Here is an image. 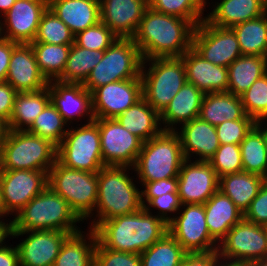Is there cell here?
I'll use <instances>...</instances> for the list:
<instances>
[{
	"label": "cell",
	"instance_id": "obj_51",
	"mask_svg": "<svg viewBox=\"0 0 267 266\" xmlns=\"http://www.w3.org/2000/svg\"><path fill=\"white\" fill-rule=\"evenodd\" d=\"M17 91L6 81L0 83V119L7 124L11 117Z\"/></svg>",
	"mask_w": 267,
	"mask_h": 266
},
{
	"label": "cell",
	"instance_id": "obj_47",
	"mask_svg": "<svg viewBox=\"0 0 267 266\" xmlns=\"http://www.w3.org/2000/svg\"><path fill=\"white\" fill-rule=\"evenodd\" d=\"M94 266H141V257L140 254L105 248L97 241Z\"/></svg>",
	"mask_w": 267,
	"mask_h": 266
},
{
	"label": "cell",
	"instance_id": "obj_16",
	"mask_svg": "<svg viewBox=\"0 0 267 266\" xmlns=\"http://www.w3.org/2000/svg\"><path fill=\"white\" fill-rule=\"evenodd\" d=\"M142 97L141 78L102 85L91 92L94 118H116Z\"/></svg>",
	"mask_w": 267,
	"mask_h": 266
},
{
	"label": "cell",
	"instance_id": "obj_12",
	"mask_svg": "<svg viewBox=\"0 0 267 266\" xmlns=\"http://www.w3.org/2000/svg\"><path fill=\"white\" fill-rule=\"evenodd\" d=\"M181 207L183 212L171 217L168 233L188 254L217 252L219 244L208 231L204 204H183Z\"/></svg>",
	"mask_w": 267,
	"mask_h": 266
},
{
	"label": "cell",
	"instance_id": "obj_32",
	"mask_svg": "<svg viewBox=\"0 0 267 266\" xmlns=\"http://www.w3.org/2000/svg\"><path fill=\"white\" fill-rule=\"evenodd\" d=\"M49 103V84L40 91L18 92L11 117L6 124L7 129L27 130Z\"/></svg>",
	"mask_w": 267,
	"mask_h": 266
},
{
	"label": "cell",
	"instance_id": "obj_31",
	"mask_svg": "<svg viewBox=\"0 0 267 266\" xmlns=\"http://www.w3.org/2000/svg\"><path fill=\"white\" fill-rule=\"evenodd\" d=\"M88 233L87 238L83 231L70 234L62 244L53 266H94L97 236L94 229L90 228Z\"/></svg>",
	"mask_w": 267,
	"mask_h": 266
},
{
	"label": "cell",
	"instance_id": "obj_25",
	"mask_svg": "<svg viewBox=\"0 0 267 266\" xmlns=\"http://www.w3.org/2000/svg\"><path fill=\"white\" fill-rule=\"evenodd\" d=\"M48 8L74 35L101 21L99 0H48Z\"/></svg>",
	"mask_w": 267,
	"mask_h": 266
},
{
	"label": "cell",
	"instance_id": "obj_9",
	"mask_svg": "<svg viewBox=\"0 0 267 266\" xmlns=\"http://www.w3.org/2000/svg\"><path fill=\"white\" fill-rule=\"evenodd\" d=\"M143 58L132 38H117L104 51L101 61L91 70L83 86L91 93L115 81L141 78Z\"/></svg>",
	"mask_w": 267,
	"mask_h": 266
},
{
	"label": "cell",
	"instance_id": "obj_8",
	"mask_svg": "<svg viewBox=\"0 0 267 266\" xmlns=\"http://www.w3.org/2000/svg\"><path fill=\"white\" fill-rule=\"evenodd\" d=\"M147 62L151 64L148 70L145 68ZM140 77L143 98L159 115L187 82L181 57L143 60Z\"/></svg>",
	"mask_w": 267,
	"mask_h": 266
},
{
	"label": "cell",
	"instance_id": "obj_37",
	"mask_svg": "<svg viewBox=\"0 0 267 266\" xmlns=\"http://www.w3.org/2000/svg\"><path fill=\"white\" fill-rule=\"evenodd\" d=\"M35 54L39 70L48 82L58 80L64 71L71 45L29 43Z\"/></svg>",
	"mask_w": 267,
	"mask_h": 266
},
{
	"label": "cell",
	"instance_id": "obj_17",
	"mask_svg": "<svg viewBox=\"0 0 267 266\" xmlns=\"http://www.w3.org/2000/svg\"><path fill=\"white\" fill-rule=\"evenodd\" d=\"M47 8L48 0H16L4 15V23L0 21L1 37L16 43L33 42Z\"/></svg>",
	"mask_w": 267,
	"mask_h": 266
},
{
	"label": "cell",
	"instance_id": "obj_39",
	"mask_svg": "<svg viewBox=\"0 0 267 266\" xmlns=\"http://www.w3.org/2000/svg\"><path fill=\"white\" fill-rule=\"evenodd\" d=\"M188 253L169 234L140 254L141 266H180Z\"/></svg>",
	"mask_w": 267,
	"mask_h": 266
},
{
	"label": "cell",
	"instance_id": "obj_34",
	"mask_svg": "<svg viewBox=\"0 0 267 266\" xmlns=\"http://www.w3.org/2000/svg\"><path fill=\"white\" fill-rule=\"evenodd\" d=\"M267 73V57L241 55L228 66V92L240 96Z\"/></svg>",
	"mask_w": 267,
	"mask_h": 266
},
{
	"label": "cell",
	"instance_id": "obj_13",
	"mask_svg": "<svg viewBox=\"0 0 267 266\" xmlns=\"http://www.w3.org/2000/svg\"><path fill=\"white\" fill-rule=\"evenodd\" d=\"M47 183L45 171L1 170V215H16L47 187Z\"/></svg>",
	"mask_w": 267,
	"mask_h": 266
},
{
	"label": "cell",
	"instance_id": "obj_10",
	"mask_svg": "<svg viewBox=\"0 0 267 266\" xmlns=\"http://www.w3.org/2000/svg\"><path fill=\"white\" fill-rule=\"evenodd\" d=\"M57 160L64 166L97 173L106 166L102 160L100 133L95 121L68 128L57 147Z\"/></svg>",
	"mask_w": 267,
	"mask_h": 266
},
{
	"label": "cell",
	"instance_id": "obj_59",
	"mask_svg": "<svg viewBox=\"0 0 267 266\" xmlns=\"http://www.w3.org/2000/svg\"><path fill=\"white\" fill-rule=\"evenodd\" d=\"M6 131H7L6 124L0 119V142L4 138Z\"/></svg>",
	"mask_w": 267,
	"mask_h": 266
},
{
	"label": "cell",
	"instance_id": "obj_27",
	"mask_svg": "<svg viewBox=\"0 0 267 266\" xmlns=\"http://www.w3.org/2000/svg\"><path fill=\"white\" fill-rule=\"evenodd\" d=\"M204 210L208 231L218 244L244 218V213L220 190L204 204Z\"/></svg>",
	"mask_w": 267,
	"mask_h": 266
},
{
	"label": "cell",
	"instance_id": "obj_1",
	"mask_svg": "<svg viewBox=\"0 0 267 266\" xmlns=\"http://www.w3.org/2000/svg\"><path fill=\"white\" fill-rule=\"evenodd\" d=\"M195 27L188 20L148 7L132 39L143 60L181 57L192 48Z\"/></svg>",
	"mask_w": 267,
	"mask_h": 266
},
{
	"label": "cell",
	"instance_id": "obj_7",
	"mask_svg": "<svg viewBox=\"0 0 267 266\" xmlns=\"http://www.w3.org/2000/svg\"><path fill=\"white\" fill-rule=\"evenodd\" d=\"M47 186L68 202L69 207L82 222L89 219L87 217H92L96 211L97 173L71 169L56 160L48 171Z\"/></svg>",
	"mask_w": 267,
	"mask_h": 266
},
{
	"label": "cell",
	"instance_id": "obj_18",
	"mask_svg": "<svg viewBox=\"0 0 267 266\" xmlns=\"http://www.w3.org/2000/svg\"><path fill=\"white\" fill-rule=\"evenodd\" d=\"M191 161L182 164L177 193L182 205L205 204L219 190V177L209 162Z\"/></svg>",
	"mask_w": 267,
	"mask_h": 266
},
{
	"label": "cell",
	"instance_id": "obj_50",
	"mask_svg": "<svg viewBox=\"0 0 267 266\" xmlns=\"http://www.w3.org/2000/svg\"><path fill=\"white\" fill-rule=\"evenodd\" d=\"M144 190H141V203L144 207L146 202L170 192H177L178 177L162 179L153 182H141ZM144 197V198H143ZM146 199V200H145Z\"/></svg>",
	"mask_w": 267,
	"mask_h": 266
},
{
	"label": "cell",
	"instance_id": "obj_24",
	"mask_svg": "<svg viewBox=\"0 0 267 266\" xmlns=\"http://www.w3.org/2000/svg\"><path fill=\"white\" fill-rule=\"evenodd\" d=\"M182 130L177 131L185 159L191 160L195 154V161L208 162L220 147L216 127L197 117L181 125Z\"/></svg>",
	"mask_w": 267,
	"mask_h": 266
},
{
	"label": "cell",
	"instance_id": "obj_26",
	"mask_svg": "<svg viewBox=\"0 0 267 266\" xmlns=\"http://www.w3.org/2000/svg\"><path fill=\"white\" fill-rule=\"evenodd\" d=\"M205 20L221 28L253 20L267 13V0H220Z\"/></svg>",
	"mask_w": 267,
	"mask_h": 266
},
{
	"label": "cell",
	"instance_id": "obj_21",
	"mask_svg": "<svg viewBox=\"0 0 267 266\" xmlns=\"http://www.w3.org/2000/svg\"><path fill=\"white\" fill-rule=\"evenodd\" d=\"M49 95L51 104L66 123H72L73 119L83 116L88 119V123L94 121L91 93L83 84L53 80L49 82Z\"/></svg>",
	"mask_w": 267,
	"mask_h": 266
},
{
	"label": "cell",
	"instance_id": "obj_44",
	"mask_svg": "<svg viewBox=\"0 0 267 266\" xmlns=\"http://www.w3.org/2000/svg\"><path fill=\"white\" fill-rule=\"evenodd\" d=\"M208 162L219 178L243 171L240 145H220Z\"/></svg>",
	"mask_w": 267,
	"mask_h": 266
},
{
	"label": "cell",
	"instance_id": "obj_55",
	"mask_svg": "<svg viewBox=\"0 0 267 266\" xmlns=\"http://www.w3.org/2000/svg\"><path fill=\"white\" fill-rule=\"evenodd\" d=\"M3 217L5 216L0 215V248L4 247L3 242L7 239V237L12 236L13 233V221L10 220L9 224L2 222L4 221L1 220Z\"/></svg>",
	"mask_w": 267,
	"mask_h": 266
},
{
	"label": "cell",
	"instance_id": "obj_35",
	"mask_svg": "<svg viewBox=\"0 0 267 266\" xmlns=\"http://www.w3.org/2000/svg\"><path fill=\"white\" fill-rule=\"evenodd\" d=\"M232 29L237 35L242 55L267 57V13L236 24Z\"/></svg>",
	"mask_w": 267,
	"mask_h": 266
},
{
	"label": "cell",
	"instance_id": "obj_43",
	"mask_svg": "<svg viewBox=\"0 0 267 266\" xmlns=\"http://www.w3.org/2000/svg\"><path fill=\"white\" fill-rule=\"evenodd\" d=\"M245 113L255 121H267V73L240 95Z\"/></svg>",
	"mask_w": 267,
	"mask_h": 266
},
{
	"label": "cell",
	"instance_id": "obj_33",
	"mask_svg": "<svg viewBox=\"0 0 267 266\" xmlns=\"http://www.w3.org/2000/svg\"><path fill=\"white\" fill-rule=\"evenodd\" d=\"M265 180L259 175L241 171L220 177L219 190L245 213Z\"/></svg>",
	"mask_w": 267,
	"mask_h": 266
},
{
	"label": "cell",
	"instance_id": "obj_5",
	"mask_svg": "<svg viewBox=\"0 0 267 266\" xmlns=\"http://www.w3.org/2000/svg\"><path fill=\"white\" fill-rule=\"evenodd\" d=\"M177 130H162L143 142L133 169L140 182H153L178 177L185 161Z\"/></svg>",
	"mask_w": 267,
	"mask_h": 266
},
{
	"label": "cell",
	"instance_id": "obj_30",
	"mask_svg": "<svg viewBox=\"0 0 267 266\" xmlns=\"http://www.w3.org/2000/svg\"><path fill=\"white\" fill-rule=\"evenodd\" d=\"M115 119L143 142L157 136L163 130L160 115L143 97Z\"/></svg>",
	"mask_w": 267,
	"mask_h": 266
},
{
	"label": "cell",
	"instance_id": "obj_49",
	"mask_svg": "<svg viewBox=\"0 0 267 266\" xmlns=\"http://www.w3.org/2000/svg\"><path fill=\"white\" fill-rule=\"evenodd\" d=\"M244 219L257 225L267 224V181L261 185L257 196L244 213Z\"/></svg>",
	"mask_w": 267,
	"mask_h": 266
},
{
	"label": "cell",
	"instance_id": "obj_14",
	"mask_svg": "<svg viewBox=\"0 0 267 266\" xmlns=\"http://www.w3.org/2000/svg\"><path fill=\"white\" fill-rule=\"evenodd\" d=\"M192 48L205 60L226 68L242 55L232 28H221L205 19L195 27Z\"/></svg>",
	"mask_w": 267,
	"mask_h": 266
},
{
	"label": "cell",
	"instance_id": "obj_2",
	"mask_svg": "<svg viewBox=\"0 0 267 266\" xmlns=\"http://www.w3.org/2000/svg\"><path fill=\"white\" fill-rule=\"evenodd\" d=\"M105 248L141 254L168 233V223L144 208L102 221L94 228Z\"/></svg>",
	"mask_w": 267,
	"mask_h": 266
},
{
	"label": "cell",
	"instance_id": "obj_6",
	"mask_svg": "<svg viewBox=\"0 0 267 266\" xmlns=\"http://www.w3.org/2000/svg\"><path fill=\"white\" fill-rule=\"evenodd\" d=\"M57 160V147L26 130H8L0 142L1 170H40L48 173Z\"/></svg>",
	"mask_w": 267,
	"mask_h": 266
},
{
	"label": "cell",
	"instance_id": "obj_38",
	"mask_svg": "<svg viewBox=\"0 0 267 266\" xmlns=\"http://www.w3.org/2000/svg\"><path fill=\"white\" fill-rule=\"evenodd\" d=\"M243 171L267 179V153L261 130L254 125L240 143Z\"/></svg>",
	"mask_w": 267,
	"mask_h": 266
},
{
	"label": "cell",
	"instance_id": "obj_40",
	"mask_svg": "<svg viewBox=\"0 0 267 266\" xmlns=\"http://www.w3.org/2000/svg\"><path fill=\"white\" fill-rule=\"evenodd\" d=\"M67 124L50 102L26 131L49 140L58 147L68 131L65 128Z\"/></svg>",
	"mask_w": 267,
	"mask_h": 266
},
{
	"label": "cell",
	"instance_id": "obj_56",
	"mask_svg": "<svg viewBox=\"0 0 267 266\" xmlns=\"http://www.w3.org/2000/svg\"><path fill=\"white\" fill-rule=\"evenodd\" d=\"M16 0H0V14L3 16L10 10ZM0 15V17H2Z\"/></svg>",
	"mask_w": 267,
	"mask_h": 266
},
{
	"label": "cell",
	"instance_id": "obj_62",
	"mask_svg": "<svg viewBox=\"0 0 267 266\" xmlns=\"http://www.w3.org/2000/svg\"><path fill=\"white\" fill-rule=\"evenodd\" d=\"M218 266H235V265H225L220 263Z\"/></svg>",
	"mask_w": 267,
	"mask_h": 266
},
{
	"label": "cell",
	"instance_id": "obj_19",
	"mask_svg": "<svg viewBox=\"0 0 267 266\" xmlns=\"http://www.w3.org/2000/svg\"><path fill=\"white\" fill-rule=\"evenodd\" d=\"M30 234L16 245L20 266H53L66 238L71 233L58 230L13 231L12 236Z\"/></svg>",
	"mask_w": 267,
	"mask_h": 266
},
{
	"label": "cell",
	"instance_id": "obj_4",
	"mask_svg": "<svg viewBox=\"0 0 267 266\" xmlns=\"http://www.w3.org/2000/svg\"><path fill=\"white\" fill-rule=\"evenodd\" d=\"M13 231L58 230L74 234L82 220L68 202L48 186L31 199L12 219Z\"/></svg>",
	"mask_w": 267,
	"mask_h": 266
},
{
	"label": "cell",
	"instance_id": "obj_54",
	"mask_svg": "<svg viewBox=\"0 0 267 266\" xmlns=\"http://www.w3.org/2000/svg\"><path fill=\"white\" fill-rule=\"evenodd\" d=\"M5 246L0 248V266H20L17 247Z\"/></svg>",
	"mask_w": 267,
	"mask_h": 266
},
{
	"label": "cell",
	"instance_id": "obj_46",
	"mask_svg": "<svg viewBox=\"0 0 267 266\" xmlns=\"http://www.w3.org/2000/svg\"><path fill=\"white\" fill-rule=\"evenodd\" d=\"M255 123L256 121L254 119H239L234 121H225L222 124L217 125L216 133L220 145H240Z\"/></svg>",
	"mask_w": 267,
	"mask_h": 266
},
{
	"label": "cell",
	"instance_id": "obj_57",
	"mask_svg": "<svg viewBox=\"0 0 267 266\" xmlns=\"http://www.w3.org/2000/svg\"><path fill=\"white\" fill-rule=\"evenodd\" d=\"M262 122H265V124H266V121L259 120V121H256L255 125L261 130V132L263 134V139H264V143H265V147H266V153H267V128H266L267 126L265 125L263 128Z\"/></svg>",
	"mask_w": 267,
	"mask_h": 266
},
{
	"label": "cell",
	"instance_id": "obj_53",
	"mask_svg": "<svg viewBox=\"0 0 267 266\" xmlns=\"http://www.w3.org/2000/svg\"><path fill=\"white\" fill-rule=\"evenodd\" d=\"M18 44L0 36V83L6 81L10 57Z\"/></svg>",
	"mask_w": 267,
	"mask_h": 266
},
{
	"label": "cell",
	"instance_id": "obj_22",
	"mask_svg": "<svg viewBox=\"0 0 267 266\" xmlns=\"http://www.w3.org/2000/svg\"><path fill=\"white\" fill-rule=\"evenodd\" d=\"M6 82L17 92H36L48 87L30 44L19 43L13 49Z\"/></svg>",
	"mask_w": 267,
	"mask_h": 266
},
{
	"label": "cell",
	"instance_id": "obj_23",
	"mask_svg": "<svg viewBox=\"0 0 267 266\" xmlns=\"http://www.w3.org/2000/svg\"><path fill=\"white\" fill-rule=\"evenodd\" d=\"M181 58L185 65L187 82L204 94L228 92V68L205 60L193 48Z\"/></svg>",
	"mask_w": 267,
	"mask_h": 266
},
{
	"label": "cell",
	"instance_id": "obj_45",
	"mask_svg": "<svg viewBox=\"0 0 267 266\" xmlns=\"http://www.w3.org/2000/svg\"><path fill=\"white\" fill-rule=\"evenodd\" d=\"M118 37L103 22L89 27L74 37V43L89 50L105 51Z\"/></svg>",
	"mask_w": 267,
	"mask_h": 266
},
{
	"label": "cell",
	"instance_id": "obj_41",
	"mask_svg": "<svg viewBox=\"0 0 267 266\" xmlns=\"http://www.w3.org/2000/svg\"><path fill=\"white\" fill-rule=\"evenodd\" d=\"M148 3L156 12L183 18L195 26L205 19L202 15L207 4L205 0H148Z\"/></svg>",
	"mask_w": 267,
	"mask_h": 266
},
{
	"label": "cell",
	"instance_id": "obj_20",
	"mask_svg": "<svg viewBox=\"0 0 267 266\" xmlns=\"http://www.w3.org/2000/svg\"><path fill=\"white\" fill-rule=\"evenodd\" d=\"M148 0H100L101 22L118 38H133Z\"/></svg>",
	"mask_w": 267,
	"mask_h": 266
},
{
	"label": "cell",
	"instance_id": "obj_48",
	"mask_svg": "<svg viewBox=\"0 0 267 266\" xmlns=\"http://www.w3.org/2000/svg\"><path fill=\"white\" fill-rule=\"evenodd\" d=\"M182 203L179 198V194L177 192H170L163 194L162 196H157L151 199L146 205L143 207L147 212H150V208L154 207L159 210L157 216L162 218L166 223L171 221V217L168 216L167 212L177 213L180 211Z\"/></svg>",
	"mask_w": 267,
	"mask_h": 266
},
{
	"label": "cell",
	"instance_id": "obj_58",
	"mask_svg": "<svg viewBox=\"0 0 267 266\" xmlns=\"http://www.w3.org/2000/svg\"><path fill=\"white\" fill-rule=\"evenodd\" d=\"M243 266H267V255L259 260L247 263Z\"/></svg>",
	"mask_w": 267,
	"mask_h": 266
},
{
	"label": "cell",
	"instance_id": "obj_42",
	"mask_svg": "<svg viewBox=\"0 0 267 266\" xmlns=\"http://www.w3.org/2000/svg\"><path fill=\"white\" fill-rule=\"evenodd\" d=\"M75 35L49 8L42 15L37 35L33 42L72 45Z\"/></svg>",
	"mask_w": 267,
	"mask_h": 266
},
{
	"label": "cell",
	"instance_id": "obj_11",
	"mask_svg": "<svg viewBox=\"0 0 267 266\" xmlns=\"http://www.w3.org/2000/svg\"><path fill=\"white\" fill-rule=\"evenodd\" d=\"M220 243L217 253L221 264L243 266L267 255L263 226L244 218L229 230Z\"/></svg>",
	"mask_w": 267,
	"mask_h": 266
},
{
	"label": "cell",
	"instance_id": "obj_15",
	"mask_svg": "<svg viewBox=\"0 0 267 266\" xmlns=\"http://www.w3.org/2000/svg\"><path fill=\"white\" fill-rule=\"evenodd\" d=\"M94 121L99 128L104 164L133 167L143 141L131 134L115 118H95Z\"/></svg>",
	"mask_w": 267,
	"mask_h": 266
},
{
	"label": "cell",
	"instance_id": "obj_36",
	"mask_svg": "<svg viewBox=\"0 0 267 266\" xmlns=\"http://www.w3.org/2000/svg\"><path fill=\"white\" fill-rule=\"evenodd\" d=\"M103 55L104 51L89 50L73 43L63 74L58 81L83 84L91 70L101 61Z\"/></svg>",
	"mask_w": 267,
	"mask_h": 266
},
{
	"label": "cell",
	"instance_id": "obj_3",
	"mask_svg": "<svg viewBox=\"0 0 267 266\" xmlns=\"http://www.w3.org/2000/svg\"><path fill=\"white\" fill-rule=\"evenodd\" d=\"M130 166L106 165L97 172L98 197L94 218L90 228L94 229L100 222L116 218L118 216L134 213L143 208L141 203V191L134 184L132 176L128 175Z\"/></svg>",
	"mask_w": 267,
	"mask_h": 266
},
{
	"label": "cell",
	"instance_id": "obj_60",
	"mask_svg": "<svg viewBox=\"0 0 267 266\" xmlns=\"http://www.w3.org/2000/svg\"><path fill=\"white\" fill-rule=\"evenodd\" d=\"M0 215H1V168H0Z\"/></svg>",
	"mask_w": 267,
	"mask_h": 266
},
{
	"label": "cell",
	"instance_id": "obj_28",
	"mask_svg": "<svg viewBox=\"0 0 267 266\" xmlns=\"http://www.w3.org/2000/svg\"><path fill=\"white\" fill-rule=\"evenodd\" d=\"M203 97L201 90L186 82L160 114L163 130H176L178 128L175 125H182L199 117Z\"/></svg>",
	"mask_w": 267,
	"mask_h": 266
},
{
	"label": "cell",
	"instance_id": "obj_29",
	"mask_svg": "<svg viewBox=\"0 0 267 266\" xmlns=\"http://www.w3.org/2000/svg\"><path fill=\"white\" fill-rule=\"evenodd\" d=\"M199 117L215 127L229 120L253 119L246 115L240 96L230 92L204 94Z\"/></svg>",
	"mask_w": 267,
	"mask_h": 266
},
{
	"label": "cell",
	"instance_id": "obj_61",
	"mask_svg": "<svg viewBox=\"0 0 267 266\" xmlns=\"http://www.w3.org/2000/svg\"><path fill=\"white\" fill-rule=\"evenodd\" d=\"M263 228H264V231H265V234H266V238H267V224L263 225Z\"/></svg>",
	"mask_w": 267,
	"mask_h": 266
},
{
	"label": "cell",
	"instance_id": "obj_52",
	"mask_svg": "<svg viewBox=\"0 0 267 266\" xmlns=\"http://www.w3.org/2000/svg\"><path fill=\"white\" fill-rule=\"evenodd\" d=\"M220 264L217 252L187 254L180 266H218Z\"/></svg>",
	"mask_w": 267,
	"mask_h": 266
}]
</instances>
